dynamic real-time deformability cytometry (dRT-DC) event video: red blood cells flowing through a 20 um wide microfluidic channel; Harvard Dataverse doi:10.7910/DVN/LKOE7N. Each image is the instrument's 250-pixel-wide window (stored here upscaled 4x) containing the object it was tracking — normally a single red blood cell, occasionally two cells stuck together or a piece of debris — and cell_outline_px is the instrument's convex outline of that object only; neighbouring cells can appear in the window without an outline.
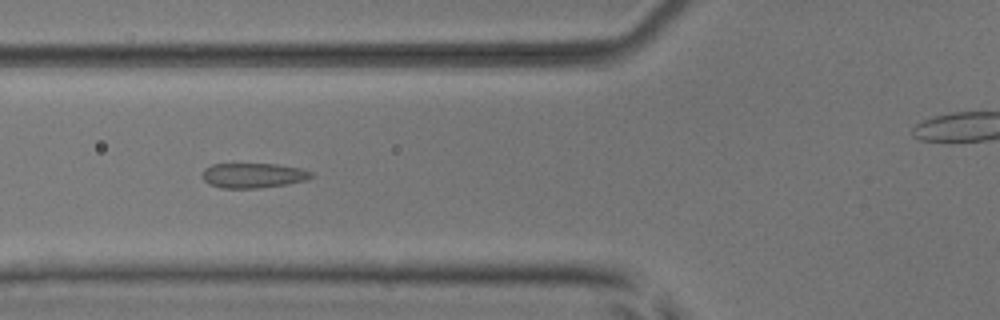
{"species": "common noctule bat (a hibernating species)", "species_latin": "Nyctalus noctula", "temperature_condition": "room temperature", "stored_images_in_passage": 7, "camera_frame_rate_fps": 3000, "um_per_image_px": 0.085, "animal": {"sex": "male", "body_mass_g": 17.9, "forearm_length_mm": 54.2}, "frame": {"image": 1, "passage_image": 5, "time_ms": 5.333, "image_size_px": [1000, 320], "cell_outline_px": [[312, 176], [308, 180], [288, 184], [260, 188], [220, 188], [208, 184], [200, 176], [204, 168], [212, 164], [276, 164], [300, 168], [312, 172]], "centroid_in_image_um": [21.49, 14.92], "position_along_channel_um": 104.3, "area_um2": 16.01}}
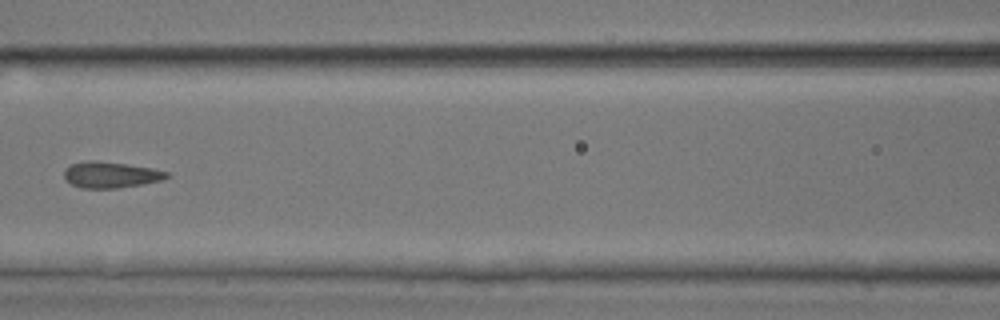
{"frame": {"image": 2, "passage_image": 6, "time_ms": 6.667, "image_size_px": [1000, 320], "cell_outline_px": [[172, 176], [160, 180], [140, 184], [116, 188], [80, 188], [64, 180], [64, 168], [72, 164], [88, 160], [96, 160], [152, 168], [168, 172]], "centroid_in_image_um": [9.37, 14.85], "position_along_channel_um": 157.2, "area_um2": 15.55}}
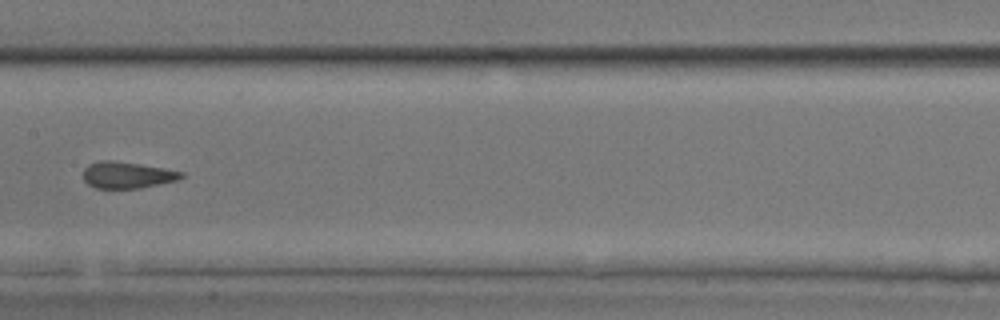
{"frame": {"image": 3, "passage_image": 7, "time_ms": 7.667, "image_size_px": [1000, 320], "cell_outline_px": [[184, 176], [180, 180], [140, 188], [96, 188], [88, 184], [84, 180], [84, 168], [88, 164], [100, 160], [112, 160], [164, 168], [184, 172]], "centroid_in_image_um": [10.83, 14.87], "position_along_channel_um": 196.6, "area_um2": 15.2}}